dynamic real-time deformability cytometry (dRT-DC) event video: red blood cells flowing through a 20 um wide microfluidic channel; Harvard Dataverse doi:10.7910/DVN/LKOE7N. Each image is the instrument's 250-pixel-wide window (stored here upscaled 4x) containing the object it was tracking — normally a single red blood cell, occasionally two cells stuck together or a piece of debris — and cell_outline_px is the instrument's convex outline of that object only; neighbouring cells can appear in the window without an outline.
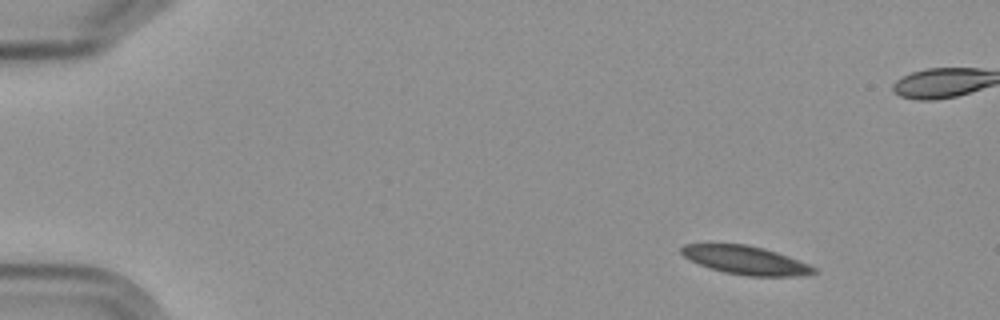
{"species": "Egyptian fruit bat (a non-hibernating species)", "species_latin": "Rousettus aegyptiacus", "temperature_condition": "cold", "stored_images_in_passage": 5, "camera_frame_rate_fps": 3000, "um_per_image_px": 0.085, "frame": {"image": 1, "passage_image": 1, "time_ms": 0.0, "image_size_px": [1000, 320], "cell_outline_px": [[816, 272], [796, 276], [748, 276], [724, 272], [700, 264], [684, 256], [680, 252], [680, 248], [684, 244], [744, 244], [764, 248], [788, 256], [808, 264], [816, 268]], "centroid_in_image_um": [63.37, 22.11], "position_along_channel_um": 21.6, "area_um2": 21.62}}